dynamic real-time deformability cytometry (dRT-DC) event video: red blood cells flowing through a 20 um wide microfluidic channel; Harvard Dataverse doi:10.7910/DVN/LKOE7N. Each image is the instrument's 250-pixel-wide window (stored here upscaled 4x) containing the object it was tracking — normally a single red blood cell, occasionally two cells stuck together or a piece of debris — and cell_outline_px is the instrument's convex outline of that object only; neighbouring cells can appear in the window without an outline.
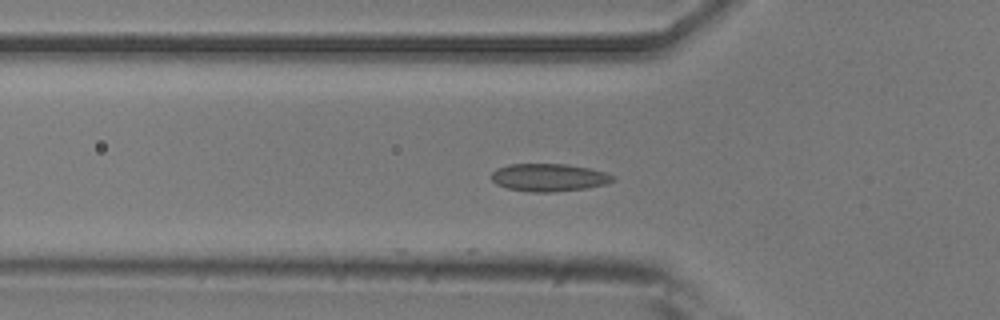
{"species": "common noctule bat (a hibernating species)", "species_latin": "Nyctalus noctula", "temperature_condition": "room temperature", "stored_images_in_passage": 39, "segment_of_instrument_passage": [1, 2], "camera_frame_rate_fps": 3000, "um_per_image_px": 0.085, "animal": {"sex": "male", "body_mass_g": 20.5, "forearm_length_mm": 52.5}, "frame": {"image": 1, "passage_image": 3, "time_ms": 0.667, "image_size_px": [1000, 320], "cell_outline_px": [[616, 180], [604, 184], [584, 188], [552, 192], [528, 192], [508, 188], [496, 184], [492, 180], [492, 172], [496, 168], [508, 164], [568, 164], [588, 168], [604, 172], [616, 176]], "centroid_in_image_um": [46.64, 15.08], "position_along_channel_um": 79.2, "area_um2": 19.59}}
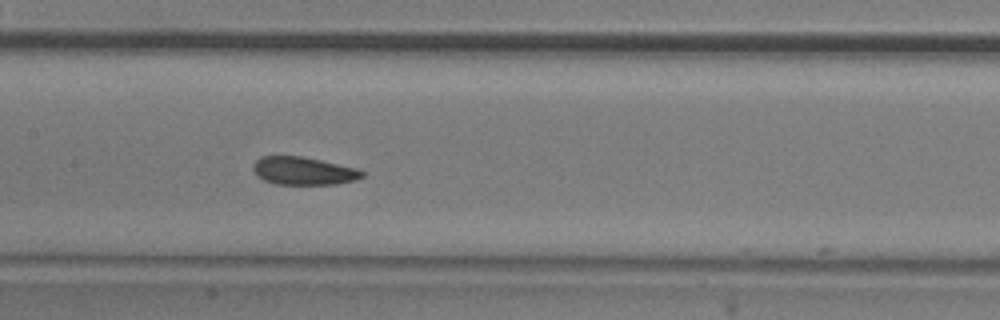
{"frame": {"image": 2, "passage_image": 11, "time_ms": 3.333, "image_size_px": [1000, 320], "cell_outline_px": [[364, 176], [356, 180], [336, 184], [276, 184], [264, 180], [256, 176], [252, 168], [252, 164], [260, 156], [300, 156], [320, 160], [356, 168], [364, 172]], "centroid_in_image_um": [25.76, 14.53], "position_along_channel_um": 181.6, "area_um2": 17.74}}
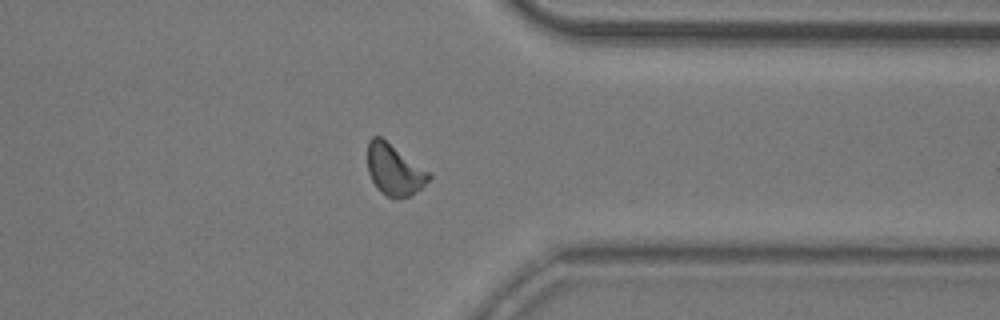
{"frame": {"image": 3, "passage_image": 27, "time_ms": 8.667, "image_size_px": [1000, 320], "cell_outline_px": [[432, 176], [412, 196], [388, 196], [380, 192], [372, 180], [368, 172], [368, 140], [372, 136], [380, 136], [428, 172]], "centroid_in_image_um": [33.47, 14.42], "position_along_channel_um": 377.9, "area_um2": 17.63}}